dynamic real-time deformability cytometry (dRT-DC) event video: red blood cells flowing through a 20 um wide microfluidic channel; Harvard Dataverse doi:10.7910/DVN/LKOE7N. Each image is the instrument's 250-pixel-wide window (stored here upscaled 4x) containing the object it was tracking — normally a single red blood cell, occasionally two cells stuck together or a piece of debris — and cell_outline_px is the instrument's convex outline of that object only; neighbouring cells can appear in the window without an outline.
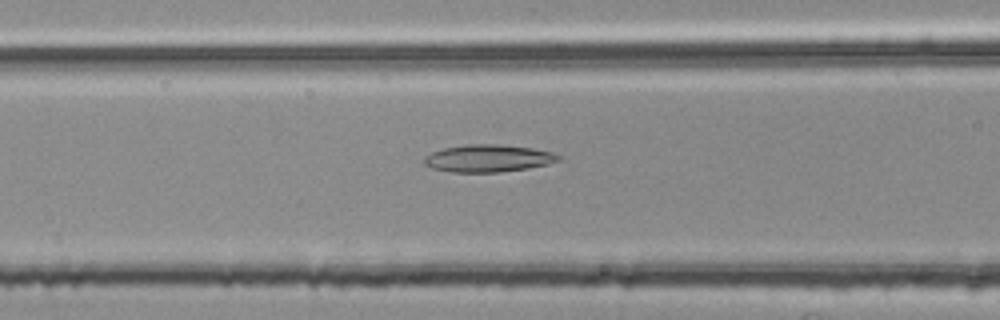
{"species": "common noctule bat (a hibernating species)", "species_latin": "Nyctalus noctula", "temperature_condition": "room temperature", "stored_images_in_passage": 40, "camera_frame_rate_fps": 3000, "um_per_image_px": 0.085, "animal": {"sex": "female", "body_mass_g": 25.1}, "frame": {"image": 1, "passage_image": 8, "time_ms": 2.333, "image_size_px": [1000, 320], "cell_outline_px": [[560, 160], [548, 164], [528, 168], [496, 172], [452, 172], [432, 168], [424, 164], [424, 156], [432, 152], [444, 148], [468, 144], [496, 144], [532, 148], [552, 152], [560, 156]], "centroid_in_image_um": [41.48, 13.45], "position_along_channel_um": 125.1, "area_um2": 21.27}}
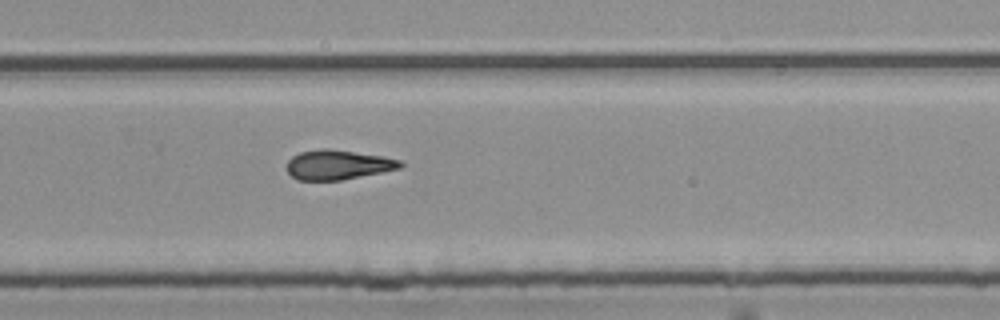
{"frame": {"image": 2, "passage_image": 22, "time_ms": 7.0, "image_size_px": [1000, 320], "cell_outline_px": [[404, 164], [400, 168], [340, 180], [296, 180], [284, 168], [288, 160], [292, 156], [300, 152], [320, 148], [328, 148], [384, 156], [400, 160]], "centroid_in_image_um": [28.67, 13.99], "position_along_channel_um": 301.1, "area_um2": 19.65}}
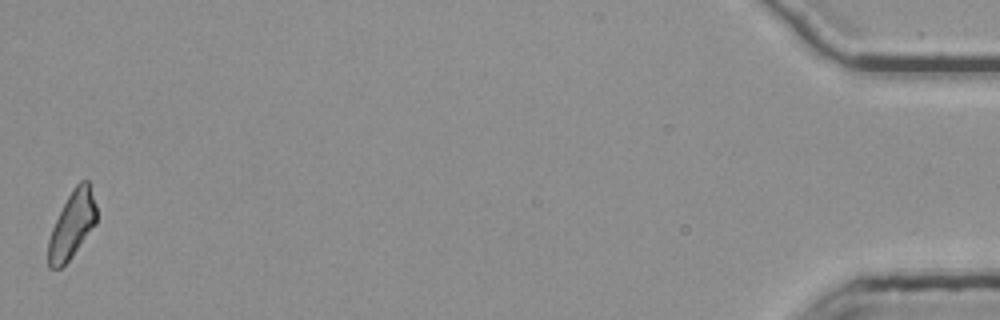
{"frame": {"image": 3, "passage_image": 40, "time_ms": 13.0, "image_size_px": [1000, 320], "cell_outline_px": [[96, 224], [68, 260], [60, 268], [48, 268], [48, 240], [52, 228], [72, 188], [80, 180], [88, 180], [96, 204]], "centroid_in_image_um": [6.12, 19.09], "position_along_channel_um": 429.1, "area_um2": 18.5}, "authors_computed_cell_mechanics": {"area_um2": 19.8254, "velocity_mm_per_s": 3.7764, "shape_relaxation_time_tau1_ms": null, "shape_relaxation_time_tau2_ms": 9.3607, "deformation_change_tau1": null, "deformation_change_tau2": 0.2199}}